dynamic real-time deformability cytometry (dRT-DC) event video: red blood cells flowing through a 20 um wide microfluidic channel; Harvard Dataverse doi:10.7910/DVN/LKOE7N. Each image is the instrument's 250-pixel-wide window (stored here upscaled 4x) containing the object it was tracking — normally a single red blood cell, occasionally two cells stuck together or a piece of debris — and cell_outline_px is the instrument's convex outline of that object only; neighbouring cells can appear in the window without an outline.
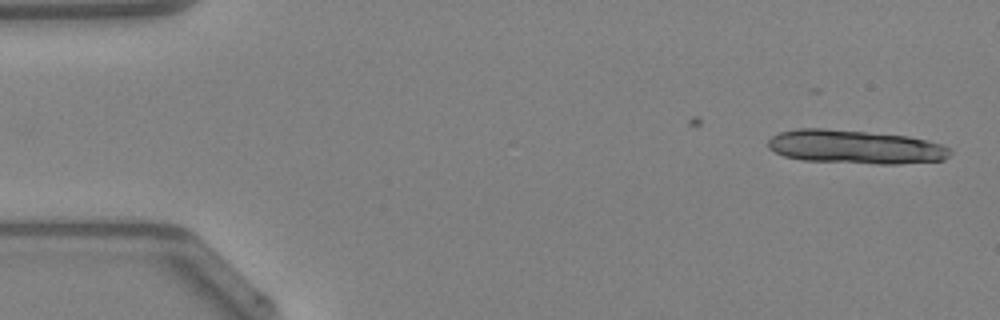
{"species": "Egyptian fruit bat (a non-hibernating species)", "species_latin": "Rousettus aegyptiacus", "temperature_condition": "warm", "stored_images_in_passage": 9, "camera_frame_rate_fps": 3000, "um_per_image_px": 0.085, "animal": {"sex": "female"}, "frame": {"image": 1, "passage_image": 1, "time_ms": 0.0, "image_size_px": [1000, 320], "cell_outline_px": [[952, 152], [944, 160], [900, 164], [876, 164], [804, 160], [784, 156], [768, 148], [768, 140], [772, 136], [780, 132], [796, 128], [824, 128], [908, 136], [928, 140], [940, 144], [948, 148]], "centroid_in_image_um": [72.69, 12.49], "position_along_channel_um": 12.3, "area_um2": 35.84}}